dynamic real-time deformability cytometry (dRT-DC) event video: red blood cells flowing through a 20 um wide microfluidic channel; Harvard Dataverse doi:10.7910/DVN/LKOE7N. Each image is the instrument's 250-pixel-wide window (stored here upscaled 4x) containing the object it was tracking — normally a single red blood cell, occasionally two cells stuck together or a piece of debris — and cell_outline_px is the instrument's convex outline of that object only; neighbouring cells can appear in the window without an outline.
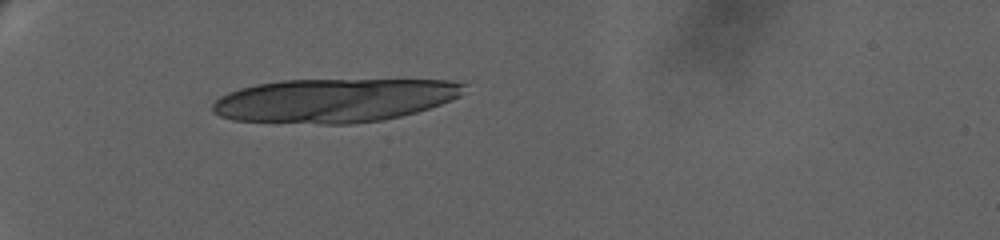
{"species": "human", "species_latin": "Homo sapiens", "temperature_condition": "warm", "stored_images_in_passage": 6, "camera_frame_rate_fps": 3000, "um_per_image_px": 0.085, "donor": {"sex": "female"}, "frame": {"image": 1, "passage_image": 1, "time_ms": 0.0, "image_size_px": [1000, 240], "cell_outline_px": [[468, 84], [460, 96], [452, 100], [416, 112], [400, 116], [380, 120], [352, 124], [320, 124], [232, 120], [220, 116], [212, 112], [212, 104], [220, 96], [228, 92], [240, 88], [256, 84], [280, 80], [452, 80]], "centroid_in_image_um": [28.4, 8.53], "position_along_channel_um": 56.6, "area_um2": 64.33}}